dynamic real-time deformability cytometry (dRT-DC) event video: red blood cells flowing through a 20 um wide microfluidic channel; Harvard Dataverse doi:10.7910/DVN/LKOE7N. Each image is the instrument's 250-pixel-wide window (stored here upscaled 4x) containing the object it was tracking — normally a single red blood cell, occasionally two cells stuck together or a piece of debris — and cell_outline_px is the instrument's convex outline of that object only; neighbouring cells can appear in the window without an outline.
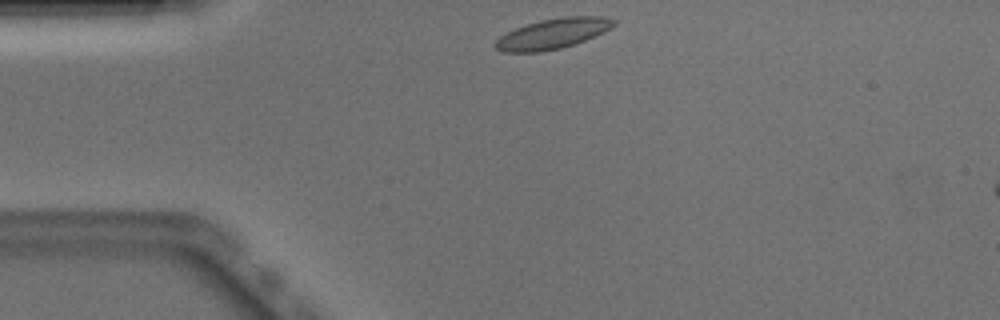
{"species": "Egyptian fruit bat (a non-hibernating species)", "species_latin": "Rousettus aegyptiacus", "temperature_condition": "warm", "stored_images_in_passage": 41, "camera_frame_rate_fps": 3000, "um_per_image_px": 0.085, "animal": {"sex": "male"}, "frame": {"image": 1, "passage_image": 1, "time_ms": 0.0, "image_size_px": [1000, 320], "cell_outline_px": [[616, 24], [612, 28], [604, 32], [576, 44], [560, 48], [540, 52], [504, 52], [496, 48], [492, 44], [500, 36], [516, 28], [540, 20], [564, 16], [604, 16], [616, 20]], "centroid_in_image_um": [47.02, 2.86], "position_along_channel_um": 38.0, "area_um2": 20.98}}
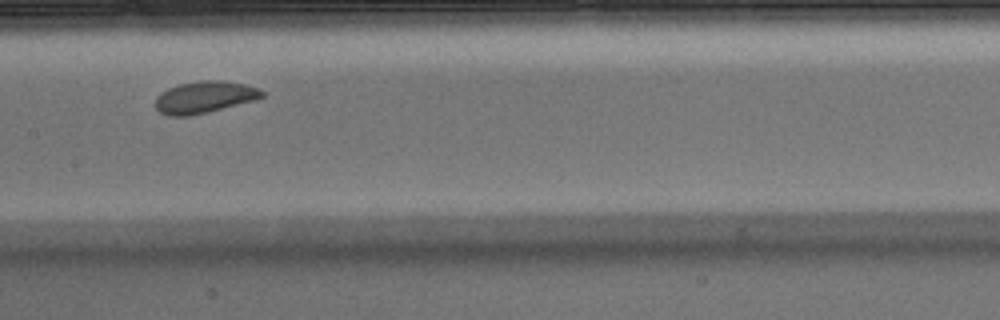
{"frame": {"image": 2, "passage_image": 15, "time_ms": 4.667, "image_size_px": [1000, 320], "cell_outline_px": [[264, 96], [256, 100], [188, 116], [168, 116], [160, 112], [156, 108], [156, 96], [160, 92], [168, 88], [180, 84], [200, 80], [224, 80], [244, 84], [260, 88], [264, 92]], "centroid_in_image_um": [17.38, 8.24], "position_along_channel_um": 190.0, "area_um2": 19.77}}
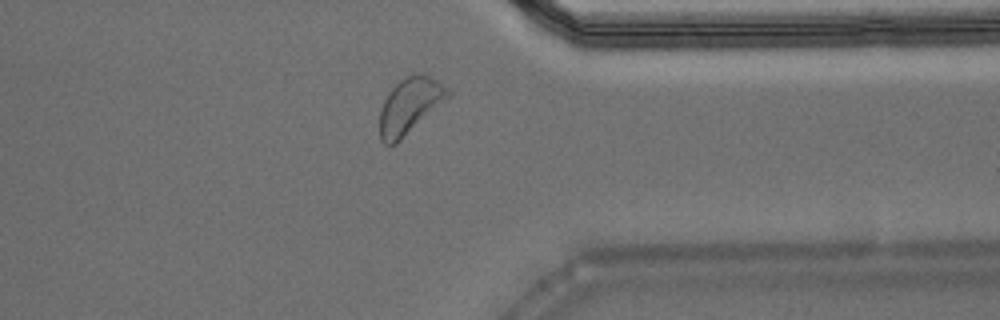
{"frame": {"image": 3, "passage_image": 30, "time_ms": 9.667, "image_size_px": [1000, 320], "cell_outline_px": [[452, 96], [396, 144], [384, 144], [380, 140], [380, 112], [384, 100], [388, 92], [400, 80], [416, 72], [428, 76], [436, 80], [448, 88], [452, 92]], "centroid_in_image_um": [34.86, 8.99], "position_along_channel_um": 376.5, "area_um2": 22.25}, "authors_computed_cell_mechanics": {"area_um2": 20.0566, "velocity_mm_per_s": 3.8594, "shape_relaxation_time_tau1_ms": 3.8952, "shape_relaxation_time_tau2_ms": null, "deformation_change_tau1": 0.107, "deformation_change_tau2": null}}